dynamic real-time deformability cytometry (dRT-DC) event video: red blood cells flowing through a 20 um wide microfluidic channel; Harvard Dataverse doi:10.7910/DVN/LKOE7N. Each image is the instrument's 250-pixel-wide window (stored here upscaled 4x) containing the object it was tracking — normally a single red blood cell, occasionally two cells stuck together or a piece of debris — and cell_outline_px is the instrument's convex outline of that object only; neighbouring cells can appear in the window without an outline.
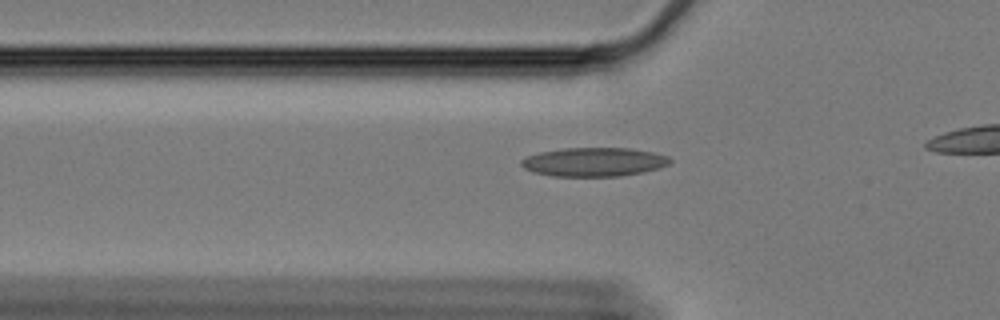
{"species": "Egyptian fruit bat (a non-hibernating species)", "species_latin": "Rousettus aegyptiacus", "temperature_condition": "cold", "stored_images_in_passage": 44, "camera_frame_rate_fps": 3000, "um_per_image_px": 0.085, "animal": {"sex": "female"}, "frame": {"image": 1, "passage_image": 15, "time_ms": 4.667, "image_size_px": [1000, 320], "cell_outline_px": [[672, 160], [668, 164], [660, 168], [644, 172], [620, 176], [552, 176], [532, 172], [524, 168], [520, 164], [520, 160], [528, 156], [540, 152], [564, 148], [628, 148], [652, 152], [668, 156]], "centroid_in_image_um": [50.48, 13.77], "position_along_channel_um": 75.3, "area_um2": 25.03}}
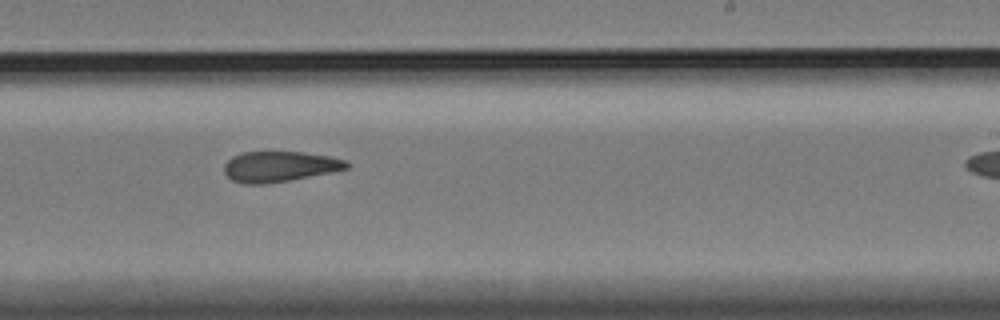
{"frame": {"image": 2, "passage_image": 32, "time_ms": 10.333, "image_size_px": [1000, 320], "cell_outline_px": [[352, 164], [348, 168], [332, 172], [288, 180], [264, 184], [244, 184], [232, 180], [224, 172], [224, 164], [232, 156], [244, 152], [304, 152], [328, 156], [348, 160]], "centroid_in_image_um": [23.78, 14.15], "position_along_channel_um": 265.2, "area_um2": 21.79}}
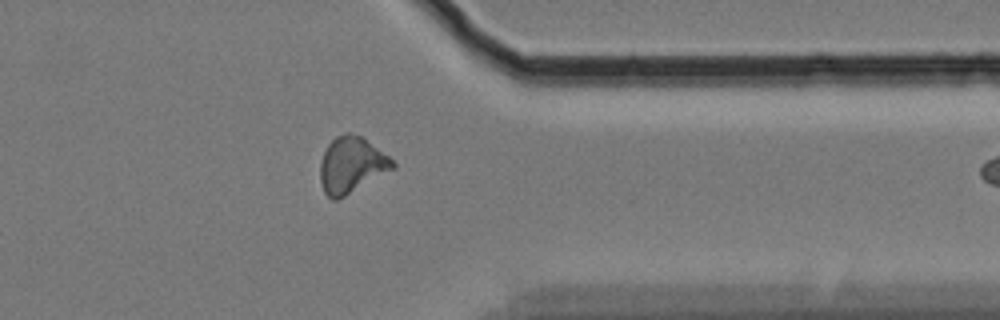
{"frame": {"image": 3, "passage_image": 43, "time_ms": 14.0, "image_size_px": [1000, 320], "cell_outline_px": [[396, 168], [344, 196], [336, 200], [332, 200], [324, 192], [320, 180], [320, 164], [324, 152], [328, 144], [336, 136], [344, 132], [348, 132], [360, 136], [388, 156], [396, 164]], "centroid_in_image_um": [29.86, 14.03], "position_along_channel_um": 381.5, "area_um2": 23.41}}